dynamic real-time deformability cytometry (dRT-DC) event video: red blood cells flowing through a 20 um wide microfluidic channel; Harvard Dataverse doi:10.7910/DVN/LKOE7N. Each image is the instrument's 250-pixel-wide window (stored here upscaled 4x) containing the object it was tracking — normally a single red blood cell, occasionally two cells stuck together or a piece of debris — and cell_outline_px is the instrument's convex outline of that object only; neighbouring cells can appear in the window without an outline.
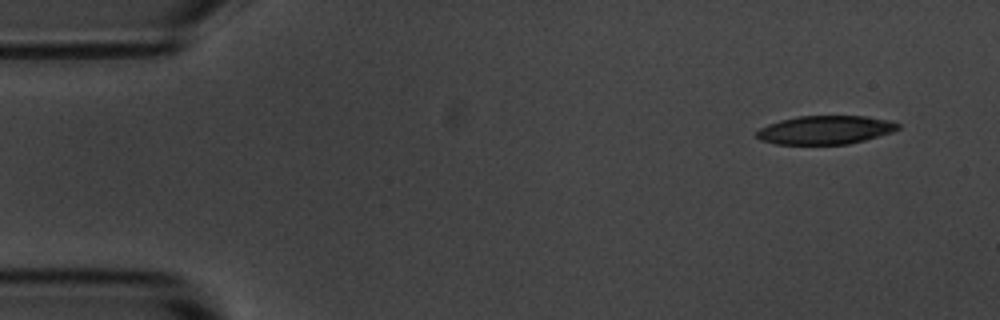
{"species": "common noctule bat (a hibernating species)", "species_latin": "Nyctalus noctula", "temperature_condition": "room temperature", "stored_images_in_passage": 4, "camera_frame_rate_fps": 3000, "um_per_image_px": 0.085, "animal": {"sex": "male", "body_mass_g": 20.1, "forearm_length_mm": 53.5}, "frame": {"image": 1, "passage_image": 1, "time_ms": 0.0, "image_size_px": [1000, 320], "cell_outline_px": [[900, 128], [892, 132], [864, 140], [848, 144], [776, 144], [760, 140], [756, 136], [756, 132], [760, 128], [768, 124], [780, 120], [800, 116], [864, 116], [892, 120], [900, 124]], "centroid_in_image_um": [70.16, 11.04], "position_along_channel_um": 14.8, "area_um2": 23.52}}
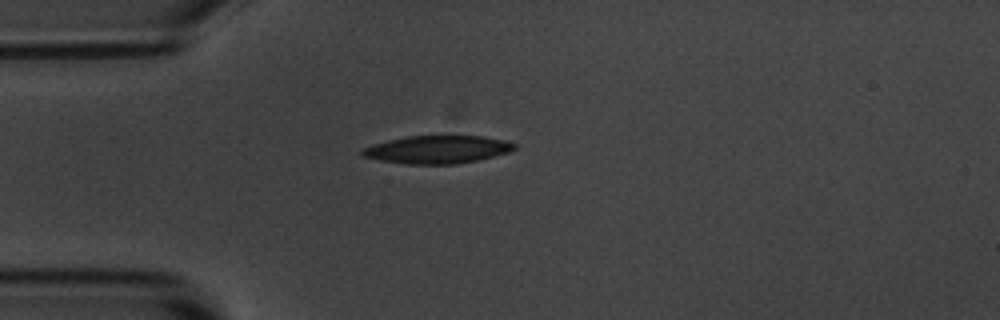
{"frame": {"image": 2, "passage_image": 4, "time_ms": 3.333, "image_size_px": [1000, 320], "cell_outline_px": [[516, 148], [508, 152], [476, 160], [456, 164], [408, 164], [380, 160], [360, 156], [360, 148], [372, 144], [388, 140], [408, 136], [480, 136], [504, 140], [516, 144]], "centroid_in_image_um": [37.11, 12.71], "position_along_channel_um": 47.9, "area_um2": 24.62}}